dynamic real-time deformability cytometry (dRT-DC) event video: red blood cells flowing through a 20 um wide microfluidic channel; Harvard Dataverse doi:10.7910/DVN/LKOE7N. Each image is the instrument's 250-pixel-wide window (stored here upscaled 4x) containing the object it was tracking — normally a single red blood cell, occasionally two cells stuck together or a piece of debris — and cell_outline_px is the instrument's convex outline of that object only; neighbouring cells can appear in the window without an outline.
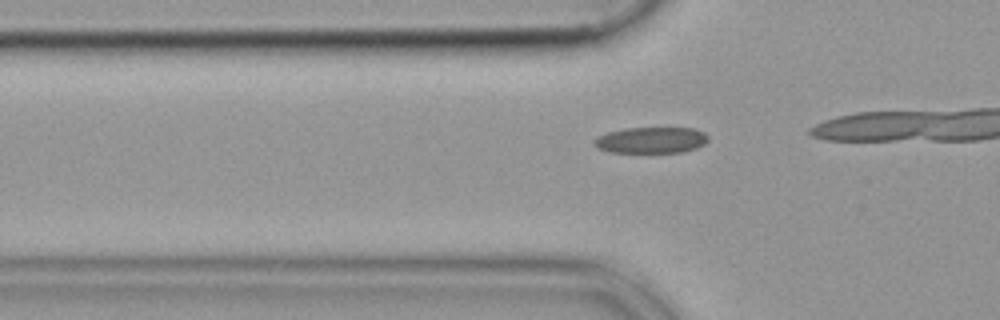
{"species": "common noctule bat (a hibernating species)", "species_latin": "Nyctalus noctula", "temperature_condition": "cold", "stored_images_in_passage": 30, "camera_frame_rate_fps": 3000, "um_per_image_px": 0.085, "animal": {"sex": "female", "body_mass_g": 19.9}, "frame": {"image": 1, "passage_image": 14, "time_ms": 4.333, "image_size_px": [1000, 320], "cell_outline_px": [[708, 140], [704, 144], [696, 148], [684, 152], [608, 152], [596, 148], [592, 144], [592, 140], [608, 132], [624, 128], [692, 128], [704, 132], [708, 136]], "centroid_in_image_um": [55.32, 11.91], "position_along_channel_um": 70.5, "area_um2": 17.46}}